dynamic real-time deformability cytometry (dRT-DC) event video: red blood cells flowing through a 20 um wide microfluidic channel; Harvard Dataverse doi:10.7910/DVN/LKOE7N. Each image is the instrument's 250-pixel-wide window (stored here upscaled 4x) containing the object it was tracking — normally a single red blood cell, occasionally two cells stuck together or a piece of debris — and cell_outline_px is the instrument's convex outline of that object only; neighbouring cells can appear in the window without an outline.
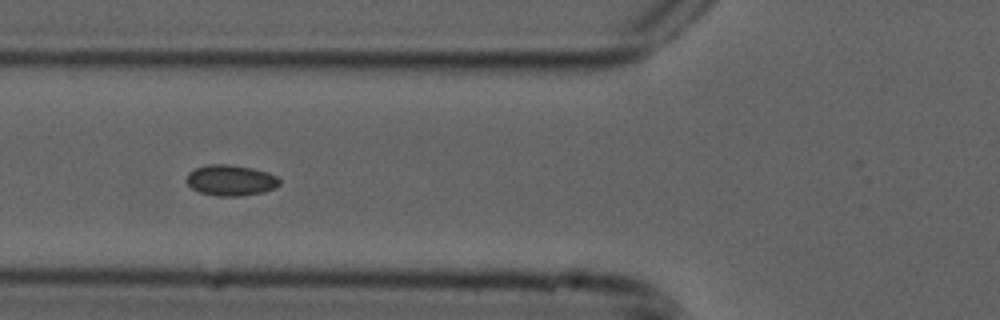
{"species": "common noctule bat (a hibernating species)", "species_latin": "Nyctalus noctula", "temperature_condition": "cold", "stored_images_in_passage": 17, "camera_frame_rate_fps": 3000, "um_per_image_px": 0.085, "animal": {"sex": "male", "forearm_length_mm": 52.5}, "frame": {"image": 1, "passage_image": 8, "time_ms": 2.333, "image_size_px": [1000, 320], "cell_outline_px": [[280, 184], [276, 188], [264, 192], [240, 196], [216, 196], [200, 192], [192, 188], [188, 184], [188, 172], [196, 168], [208, 164], [232, 164], [252, 168], [268, 172], [276, 176], [280, 180]], "centroid_in_image_um": [19.65, 15.32], "position_along_channel_um": 106.2, "area_um2": 16.76}}